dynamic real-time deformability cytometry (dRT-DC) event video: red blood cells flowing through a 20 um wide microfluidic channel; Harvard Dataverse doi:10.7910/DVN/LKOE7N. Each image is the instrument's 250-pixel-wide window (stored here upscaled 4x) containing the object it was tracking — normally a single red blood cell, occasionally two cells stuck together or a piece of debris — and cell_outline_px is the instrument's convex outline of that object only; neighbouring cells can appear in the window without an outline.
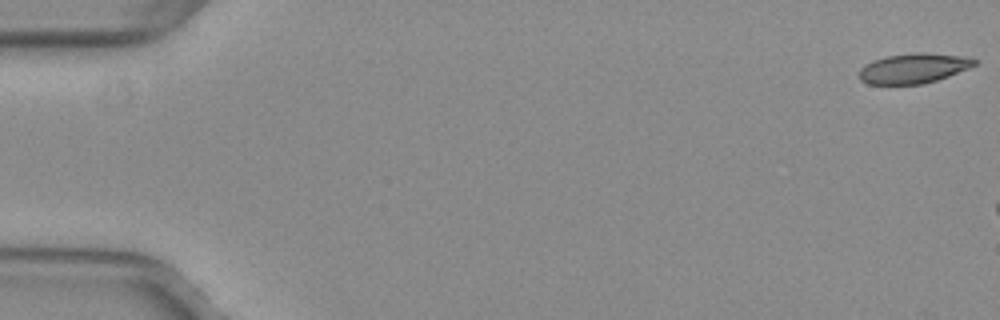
{"species": "common noctule bat (a hibernating species)", "species_latin": "Nyctalus noctula", "temperature_condition": "warm", "stored_images_in_passage": 7, "camera_frame_rate_fps": 3000, "um_per_image_px": 0.085, "animal": {"sex": "female", "body_mass_g": 29.2, "forearm_length_mm": 56.3}, "frame": {"image": 1, "passage_image": 1, "time_ms": 0.0, "image_size_px": [1000, 320], "cell_outline_px": [[976, 64], [968, 68], [948, 76], [936, 80], [920, 84], [868, 84], [860, 80], [860, 68], [864, 64], [872, 60], [884, 56], [916, 52], [920, 52], [972, 56], [976, 60]], "centroid_in_image_um": [77.65, 5.78], "position_along_channel_um": 7.3, "area_um2": 20.29}}